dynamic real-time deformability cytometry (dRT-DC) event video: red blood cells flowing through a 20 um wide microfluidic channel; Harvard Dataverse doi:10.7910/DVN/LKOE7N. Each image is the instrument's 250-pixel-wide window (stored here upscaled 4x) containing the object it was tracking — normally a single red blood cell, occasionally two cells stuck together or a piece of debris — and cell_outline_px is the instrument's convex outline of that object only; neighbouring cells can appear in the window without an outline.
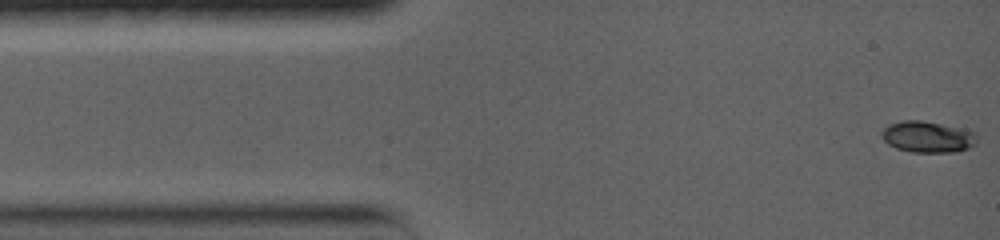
{"species": "common noctule bat (a hibernating species)", "species_latin": "Nyctalus noctula", "temperature_condition": "warm", "stored_images_in_passage": 98, "camera_frame_rate_fps": 5000, "um_per_image_px": 0.085, "animal": {"sex": "female", "body_mass_g": 19.0, "forearm_length_mm": 56.7}, "frame": {"image": 1, "passage_image": 1, "time_ms": 0.0, "image_size_px": [1000, 240], "cell_outline_px": [[976, 144], [968, 148], [956, 152], [912, 152], [896, 148], [888, 144], [884, 140], [880, 132], [888, 124], [904, 120], [920, 120], [964, 128], [972, 132], [976, 136]], "centroid_in_image_um": [78.83, 11.63], "position_along_channel_um": 6.2, "area_um2": 17.4}}
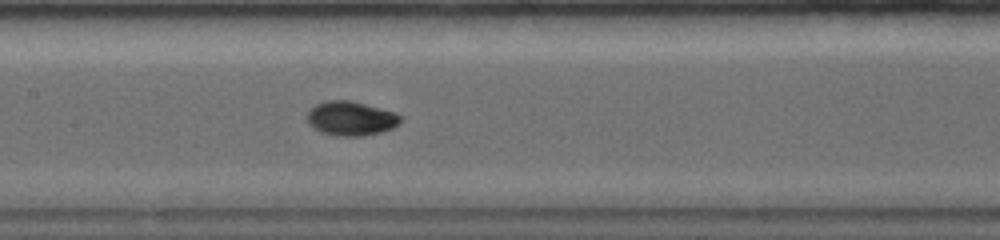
{"frame": {"image": 2, "passage_image": 50, "time_ms": 6.6, "image_size_px": [1000, 240], "cell_outline_px": [[404, 120], [400, 124], [392, 128], [380, 132], [364, 136], [336, 136], [320, 132], [312, 128], [308, 124], [308, 112], [316, 104], [328, 100], [348, 100], [396, 112], [404, 116]], "centroid_in_image_um": [29.87, 10.08], "position_along_channel_um": 177.5, "area_um2": 18.84}}
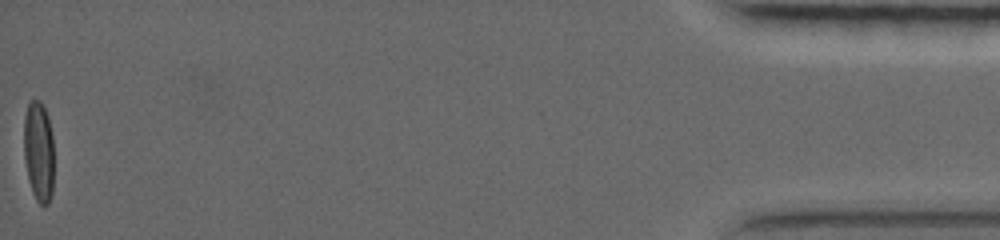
{"frame": {"image": 3, "passage_image": 98, "time_ms": 17.0, "image_size_px": [1000, 240], "cell_outline_px": [[52, 192], [48, 204], [44, 208], [36, 200], [32, 192], [28, 180], [24, 160], [24, 116], [28, 104], [32, 96], [40, 100], [48, 116], [52, 136]], "centroid_in_image_um": [3.26, 12.85], "position_along_channel_um": 431.9, "area_um2": 17.8}, "authors_computed_cell_mechanics": {"area_um2": 17.5712, "velocity_mm_per_s": 3.7973, "shape_relaxation_time_tau1_ms": 5.3927, "shape_relaxation_time_tau2_ms": null, "deformation_change_tau1": 0.2136, "deformation_change_tau2": null}}